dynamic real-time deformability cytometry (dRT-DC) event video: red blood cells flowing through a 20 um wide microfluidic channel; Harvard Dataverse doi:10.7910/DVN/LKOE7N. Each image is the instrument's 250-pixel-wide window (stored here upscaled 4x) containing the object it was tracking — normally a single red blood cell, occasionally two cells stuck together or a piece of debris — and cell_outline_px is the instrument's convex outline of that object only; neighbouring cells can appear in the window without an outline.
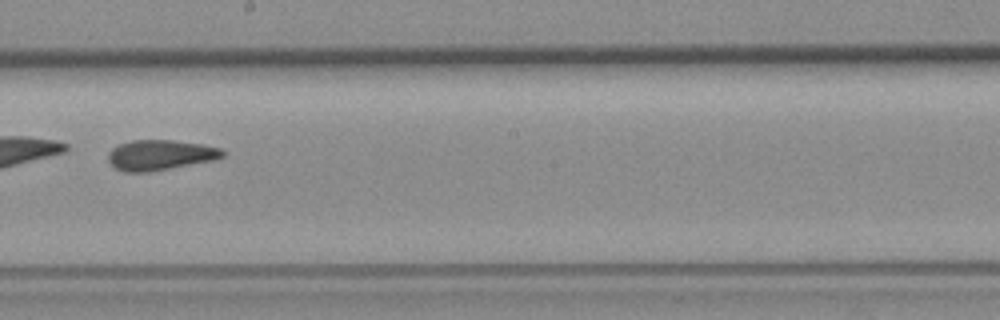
{"species": "common noctule bat (a hibernating species)", "species_latin": "Nyctalus noctula", "temperature_condition": "room temperature", "stored_images_in_passage": 55, "camera_frame_rate_fps": 3000, "um_per_image_px": 0.085, "animal": {"sex": "female", "body_mass_g": 19.3, "forearm_length_mm": 54.1}, "frame": {"image": 1, "passage_image": 32, "time_ms": 10.333, "image_size_px": [1000, 320], "cell_outline_px": [[224, 156], [212, 160], [148, 172], [124, 172], [116, 168], [108, 160], [108, 152], [112, 148], [120, 144], [132, 140], [172, 140], [200, 144], [220, 148], [224, 152]], "centroid_in_image_um": [13.57, 13.17], "position_along_channel_um": 234.6, "area_um2": 19.88}}